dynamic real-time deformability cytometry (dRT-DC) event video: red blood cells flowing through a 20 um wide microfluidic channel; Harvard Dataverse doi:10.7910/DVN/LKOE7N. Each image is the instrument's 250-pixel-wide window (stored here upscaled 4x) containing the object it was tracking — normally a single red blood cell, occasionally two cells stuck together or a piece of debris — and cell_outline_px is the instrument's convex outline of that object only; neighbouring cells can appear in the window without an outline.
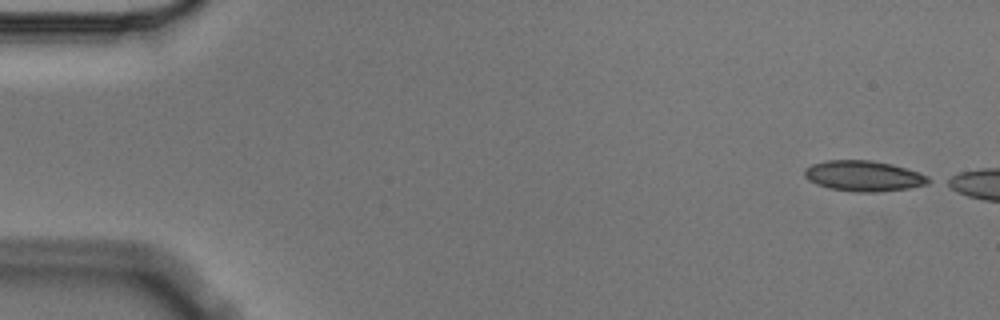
{"species": "Egyptian fruit bat (a non-hibernating species)", "species_latin": "Rousettus aegyptiacus", "temperature_condition": "cold", "stored_images_in_passage": 3, "camera_frame_rate_fps": 3000, "um_per_image_px": 0.085, "animal": {"sex": "male"}, "frame": {"image": 1, "passage_image": 1, "time_ms": 0.0, "image_size_px": [1000, 320], "cell_outline_px": [[936, 180], [928, 184], [908, 188], [876, 192], [852, 192], [828, 188], [816, 184], [808, 180], [804, 176], [804, 168], [812, 164], [828, 160], [872, 160], [892, 164], [920, 172]], "centroid_in_image_um": [73.44, 14.96], "position_along_channel_um": 11.6, "area_um2": 22.43}}